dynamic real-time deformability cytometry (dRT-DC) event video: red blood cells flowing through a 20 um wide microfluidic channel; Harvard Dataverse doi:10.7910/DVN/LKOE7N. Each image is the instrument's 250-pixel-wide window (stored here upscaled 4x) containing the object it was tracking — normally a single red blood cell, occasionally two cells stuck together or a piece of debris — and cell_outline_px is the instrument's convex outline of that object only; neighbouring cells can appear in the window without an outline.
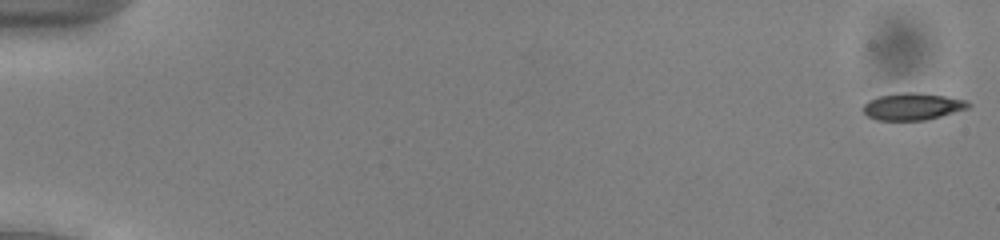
{"species": "common noctule bat (a hibernating species)", "species_latin": "Nyctalus noctula", "temperature_condition": "cold", "stored_images_in_passage": 10, "camera_frame_rate_fps": 3000, "um_per_image_px": 0.085, "animal": {"sex": "male", "body_mass_g": 13.0, "forearm_length_mm": 53.1}, "frame": {"image": 1, "passage_image": 1, "time_ms": 0.0, "image_size_px": [1000, 240], "cell_outline_px": [[972, 104], [968, 108], [940, 116], [924, 120], [876, 120], [868, 116], [864, 112], [864, 104], [868, 100], [876, 96], [904, 92], [916, 92], [944, 96], [964, 100]], "centroid_in_image_um": [77.53, 9.04], "position_along_channel_um": 7.5, "area_um2": 16.42}}